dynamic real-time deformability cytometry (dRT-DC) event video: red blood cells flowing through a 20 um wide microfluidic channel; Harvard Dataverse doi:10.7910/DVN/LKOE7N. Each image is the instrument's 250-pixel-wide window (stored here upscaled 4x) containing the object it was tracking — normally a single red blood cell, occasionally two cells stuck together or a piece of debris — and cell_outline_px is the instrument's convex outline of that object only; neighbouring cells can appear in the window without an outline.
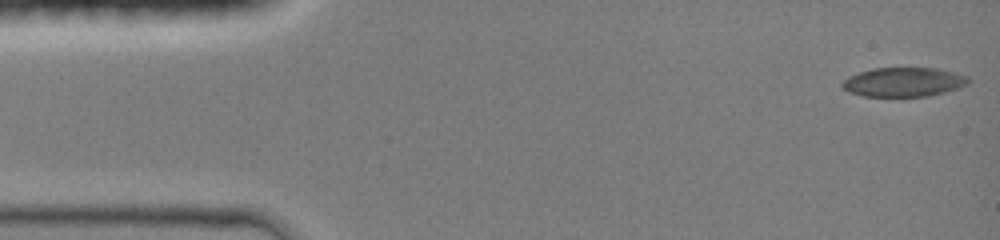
{"species": "common noctule bat (a hibernating species)", "species_latin": "Nyctalus noctula", "temperature_condition": "room temperature", "stored_images_in_passage": 43, "camera_frame_rate_fps": 3000, "um_per_image_px": 0.085, "animal": {"sex": "female", "body_mass_g": 19.0, "forearm_length_mm": 51.5}, "frame": {"image": 1, "passage_image": 1, "time_ms": 0.0, "image_size_px": [1000, 240], "cell_outline_px": [[972, 80], [968, 84], [960, 88], [928, 96], [864, 96], [848, 92], [840, 84], [848, 76], [872, 68], [936, 68], [968, 76]], "centroid_in_image_um": [76.83, 6.97], "position_along_channel_um": 8.2, "area_um2": 21.5}}
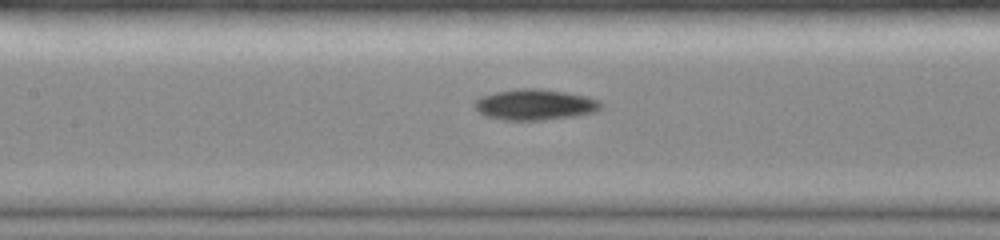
{"frame": {"image": 2, "passage_image": 19, "time_ms": 6.333, "image_size_px": [1000, 240], "cell_outline_px": [[604, 104], [596, 112], [576, 116], [544, 120], [504, 120], [484, 116], [472, 104], [480, 96], [496, 92], [516, 88], [540, 88], [564, 92], [584, 96], [600, 100]], "centroid_in_image_um": [45.47, 8.89], "position_along_channel_um": 161.9, "area_um2": 22.89}}
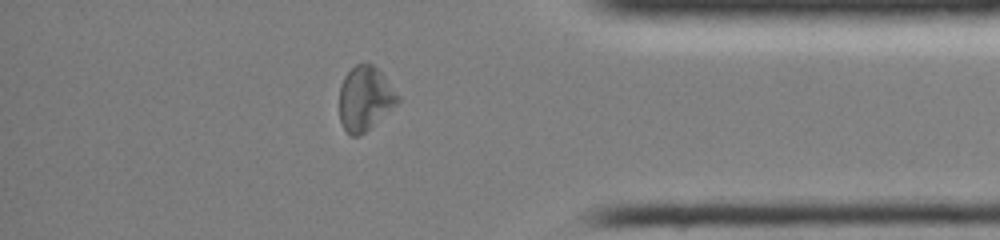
{"frame": {"image": 3, "passage_image": 36, "time_ms": 12.333, "image_size_px": [1000, 240], "cell_outline_px": [[400, 100], [396, 104], [360, 136], [352, 136], [344, 128], [340, 120], [340, 84], [344, 76], [356, 64], [372, 64], [384, 76], [400, 96]], "centroid_in_image_um": [31.01, 8.36], "position_along_channel_um": 404.2, "area_um2": 21.44}, "authors_computed_cell_mechanics": {"area_um2": 21.8484, "velocity_mm_per_s": 4.2269, "shape_relaxation_time_tau1_ms": 6.6777, "shape_relaxation_time_tau2_ms": 6.4808, "deformation_change_tau1": 0.1666, "deformation_change_tau2": 0.155}}